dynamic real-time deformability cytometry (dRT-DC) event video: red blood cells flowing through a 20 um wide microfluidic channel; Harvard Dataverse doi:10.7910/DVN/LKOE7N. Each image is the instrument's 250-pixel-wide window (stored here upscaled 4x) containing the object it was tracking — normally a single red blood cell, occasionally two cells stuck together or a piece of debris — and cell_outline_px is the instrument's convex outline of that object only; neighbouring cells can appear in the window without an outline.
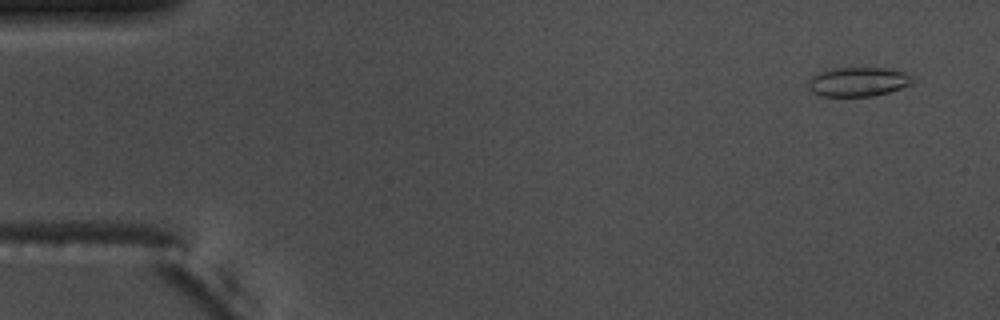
{"species": "common noctule bat (a hibernating species)", "species_latin": "Nyctalus noctula", "temperature_condition": "warm", "stored_images_in_passage": 54, "camera_frame_rate_fps": 3000, "um_per_image_px": 0.085, "animal": {"sex": "male", "body_mass_g": 17.5, "forearm_length_mm": 52.3}, "frame": {"image": 1, "passage_image": 2, "time_ms": 0.333, "image_size_px": [1000, 320], "cell_outline_px": [[912, 84], [888, 92], [872, 96], [820, 96], [812, 92], [808, 88], [808, 80], [812, 76], [820, 72], [836, 68], [884, 68], [904, 72], [912, 80]], "centroid_in_image_um": [72.88, 6.96], "position_along_channel_um": 12.1, "area_um2": 17.51}}
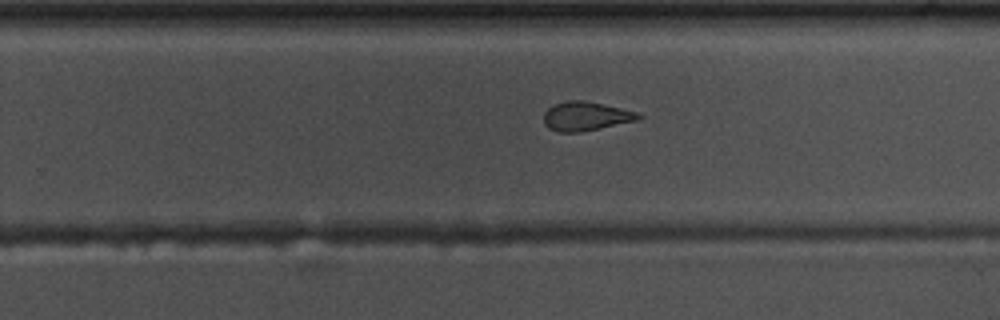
{"frame": {"image": 2, "passage_image": 34, "time_ms": 11.0, "image_size_px": [1000, 320], "cell_outline_px": [[644, 116], [640, 120], [580, 132], [556, 132], [548, 128], [544, 124], [544, 112], [548, 108], [556, 104], [568, 100], [584, 100], [604, 104], [636, 112]], "centroid_in_image_um": [49.8, 9.88], "position_along_channel_um": 280.0, "area_um2": 16.07}}
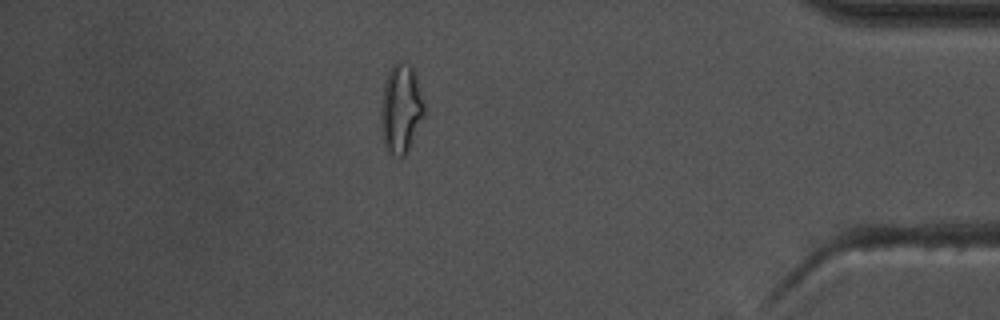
{"frame": {"image": 3, "passage_image": 47, "time_ms": 15.333, "image_size_px": [1000, 320], "cell_outline_px": [[424, 116], [404, 156], [396, 156], [388, 152], [384, 148], [380, 128], [380, 108], [384, 84], [388, 72], [392, 64], [396, 60], [404, 60], [412, 64], [416, 72], [424, 104]], "centroid_in_image_um": [34.06, 9.17], "position_along_channel_um": 401.1, "area_um2": 23.0}, "authors_computed_cell_mechanics": {"area_um2": 16.762, "velocity_mm_per_s": 3.6965, "shape_relaxation_time_tau1_ms": null, "shape_relaxation_time_tau2_ms": 2.6212, "deformation_change_tau1": null, "deformation_change_tau2": 0.0917}}